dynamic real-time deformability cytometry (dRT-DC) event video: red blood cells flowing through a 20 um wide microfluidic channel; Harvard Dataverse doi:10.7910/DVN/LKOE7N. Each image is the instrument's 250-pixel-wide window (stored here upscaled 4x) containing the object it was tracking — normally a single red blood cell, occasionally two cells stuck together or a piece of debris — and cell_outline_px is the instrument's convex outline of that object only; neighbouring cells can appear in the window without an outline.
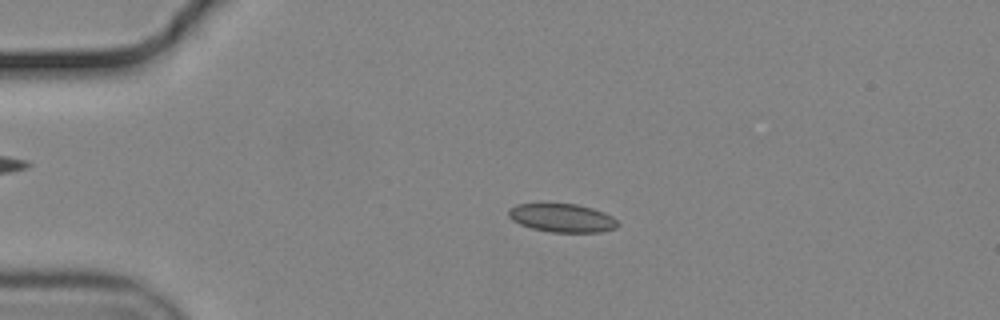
{"species": "common noctule bat (a hibernating species)", "species_latin": "Nyctalus noctula", "temperature_condition": "cold", "stored_images_in_passage": 48, "camera_frame_rate_fps": 3000, "um_per_image_px": 0.085, "animal": {"sex": "male", "body_mass_g": 19.2, "forearm_length_mm": 51.8}, "frame": {"image": 1, "passage_image": 5, "time_ms": 1.333, "image_size_px": [1000, 320], "cell_outline_px": [[620, 224], [616, 228], [600, 232], [552, 232], [532, 228], [520, 224], [512, 220], [508, 216], [508, 208], [516, 204], [576, 204], [592, 208], [604, 212], [612, 216]], "centroid_in_image_um": [47.78, 18.52], "position_along_channel_um": 37.2, "area_um2": 18.09}}
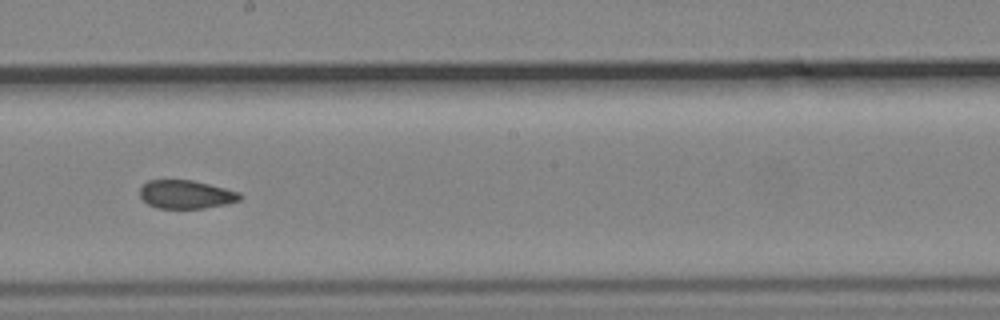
{"frame": {"image": 2, "passage_image": 24, "time_ms": 7.667, "image_size_px": [1000, 320], "cell_outline_px": [[240, 200], [224, 204], [204, 208], [156, 208], [148, 204], [140, 196], [140, 188], [148, 180], [192, 180], [240, 192]], "centroid_in_image_um": [15.78, 16.52], "position_along_channel_um": 232.4, "area_um2": 16.36}}
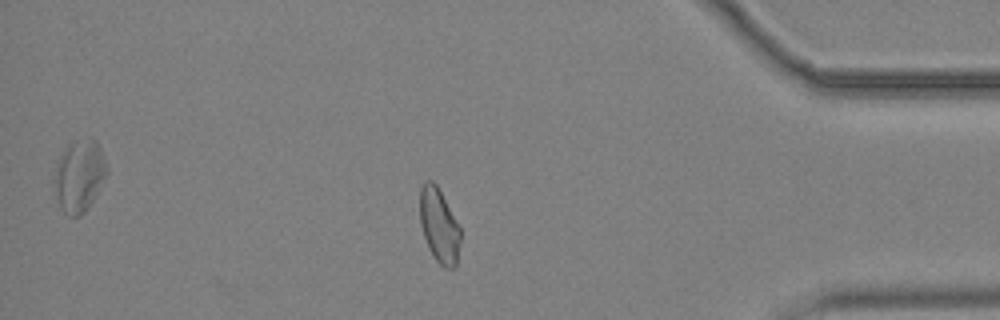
{"frame": {"image": 3, "passage_image": 40, "time_ms": 13.0, "image_size_px": [1000, 320], "cell_outline_px": [[460, 240], [456, 264], [452, 268], [444, 268], [436, 260], [424, 236], [420, 224], [420, 188], [424, 180], [432, 180], [436, 184], [460, 228]], "centroid_in_image_um": [37.31, 19.14], "position_along_channel_um": 397.9, "area_um2": 17.17}, "authors_computed_cell_mechanics": {"area_um2": 17.9469, "velocity_mm_per_s": 3.7008, "shape_relaxation_time_tau1_ms": null, "shape_relaxation_time_tau2_ms": 4.2343, "deformation_change_tau1": null, "deformation_change_tau2": 0.0694}}